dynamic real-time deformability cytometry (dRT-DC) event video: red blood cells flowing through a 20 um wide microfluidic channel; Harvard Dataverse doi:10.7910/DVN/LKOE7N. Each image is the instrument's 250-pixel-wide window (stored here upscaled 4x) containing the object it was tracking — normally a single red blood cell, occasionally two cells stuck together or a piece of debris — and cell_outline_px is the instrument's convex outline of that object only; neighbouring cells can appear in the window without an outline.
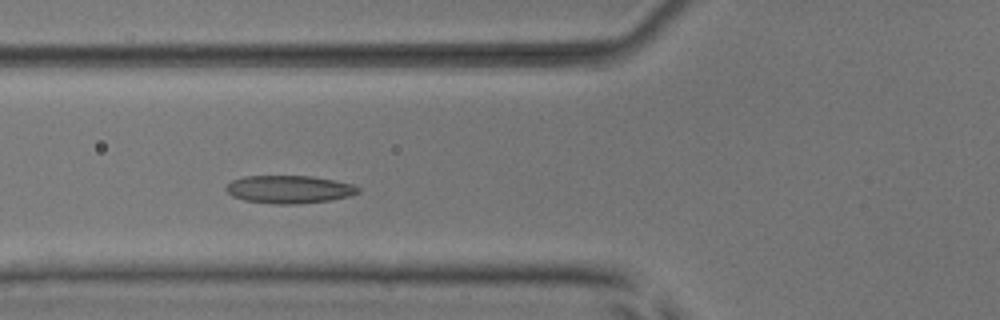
{"species": "common noctule bat (a hibernating species)", "species_latin": "Nyctalus noctula", "temperature_condition": "room temperature", "stored_images_in_passage": 5, "camera_frame_rate_fps": 3000, "um_per_image_px": 0.085, "animal": {"sex": "male", "body_mass_g": 17.9, "forearm_length_mm": 54.2}, "frame": {"image": 1, "passage_image": 3, "time_ms": 2.333, "image_size_px": [1000, 320], "cell_outline_px": [[360, 192], [352, 196], [328, 200], [296, 204], [276, 204], [244, 200], [232, 196], [224, 188], [232, 180], [244, 176], [312, 176], [336, 180], [352, 184], [360, 188]], "centroid_in_image_um": [24.6, 16.09], "position_along_channel_um": 101.2, "area_um2": 21.5}}
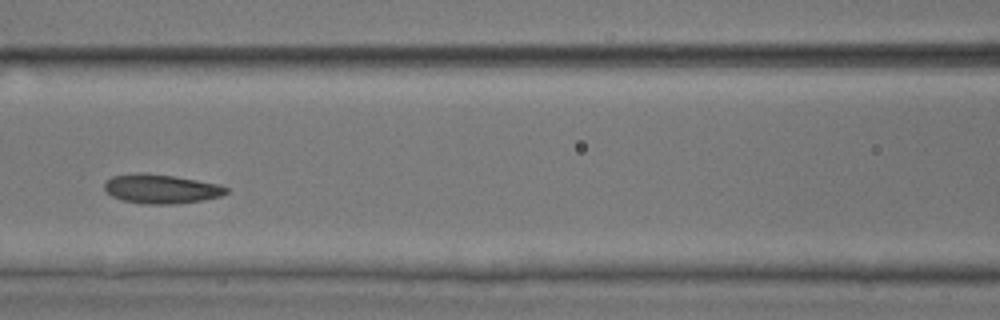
{"frame": {"image": 2, "passage_image": 4, "time_ms": 3.667, "image_size_px": [1000, 320], "cell_outline_px": [[228, 192], [220, 196], [204, 200], [180, 204], [140, 204], [124, 200], [112, 196], [104, 188], [104, 184], [112, 176], [136, 172], [140, 172], [176, 176], [220, 184], [228, 188]], "centroid_in_image_um": [13.72, 16.05], "position_along_channel_um": 152.9, "area_um2": 20.92}}